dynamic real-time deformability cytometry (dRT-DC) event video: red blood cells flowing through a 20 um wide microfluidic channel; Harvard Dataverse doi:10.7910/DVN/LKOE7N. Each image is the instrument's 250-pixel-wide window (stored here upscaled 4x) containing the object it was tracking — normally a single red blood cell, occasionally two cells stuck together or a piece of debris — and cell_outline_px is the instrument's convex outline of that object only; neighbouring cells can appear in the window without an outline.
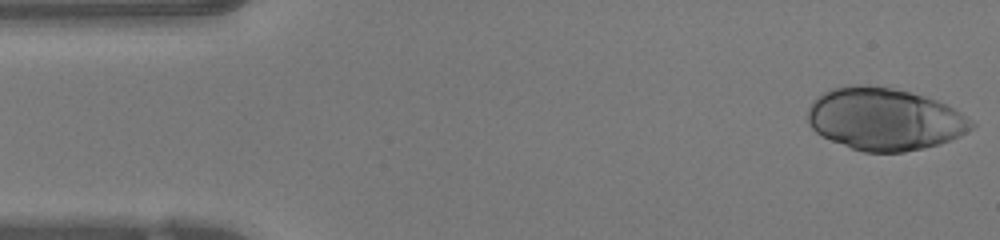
{"species": "human", "species_latin": "Homo sapiens", "temperature_condition": "warm", "stored_images_in_passage": 46, "camera_frame_rate_fps": 3000, "um_per_image_px": 0.085, "donor": {"sex": "female"}, "frame": {"image": 1, "passage_image": 1, "time_ms": 0.0, "image_size_px": [1000, 240], "cell_outline_px": [[976, 124], [972, 128], [960, 136], [940, 144], [924, 148], [904, 152], [864, 152], [852, 148], [832, 140], [816, 132], [808, 124], [808, 108], [812, 100], [816, 96], [828, 88], [844, 84], [868, 84], [892, 88], [924, 96], [936, 100], [960, 112]], "centroid_in_image_um": [75.14, 10.1], "position_along_channel_um": 9.9, "area_um2": 59.71}}
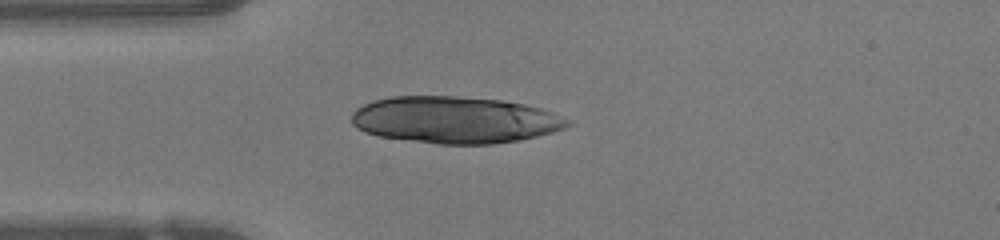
{"frame": {"image": 2, "passage_image": 11, "time_ms": 3.333, "image_size_px": [1000, 240], "cell_outline_px": [[572, 124], [564, 128], [552, 132], [520, 140], [492, 144], [440, 144], [380, 136], [364, 132], [356, 128], [352, 124], [352, 112], [356, 108], [372, 100], [392, 96], [452, 96], [500, 100], [524, 104], [540, 108], [572, 120]], "centroid_in_image_um": [38.65, 10.19], "position_along_channel_um": 46.3, "area_um2": 58.9}}